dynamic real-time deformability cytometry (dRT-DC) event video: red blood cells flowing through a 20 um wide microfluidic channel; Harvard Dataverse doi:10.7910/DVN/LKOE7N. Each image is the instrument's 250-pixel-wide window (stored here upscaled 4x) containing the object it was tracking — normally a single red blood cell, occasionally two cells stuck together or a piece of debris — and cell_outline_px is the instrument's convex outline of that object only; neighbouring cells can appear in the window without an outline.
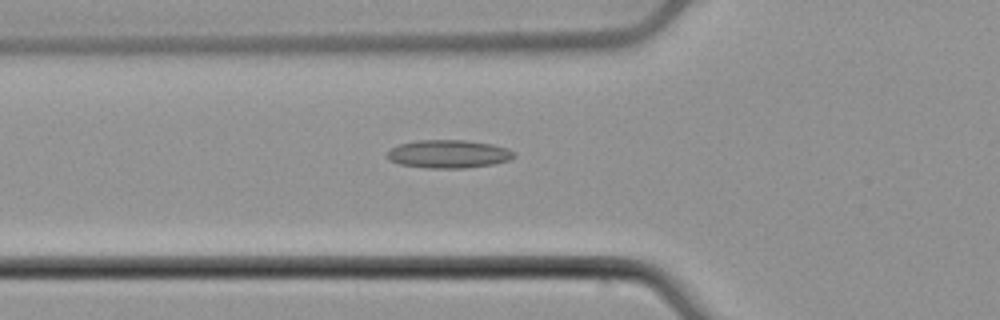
{"species": "common noctule bat (a hibernating species)", "species_latin": "Nyctalus noctula", "temperature_condition": "cold", "stored_images_in_passage": 38, "camera_frame_rate_fps": 3000, "um_per_image_px": 0.085, "animal": {"sex": "male", "body_mass_g": 21.5, "forearm_length_mm": 52.0}, "frame": {"image": 1, "passage_image": 4, "time_ms": 1.0, "image_size_px": [1000, 320], "cell_outline_px": [[516, 156], [508, 160], [492, 164], [464, 168], [428, 168], [400, 164], [388, 160], [388, 152], [392, 148], [400, 144], [416, 140], [464, 140], [492, 144], [508, 148], [516, 152]], "centroid_in_image_um": [38.15, 13.08], "position_along_channel_um": 87.7, "area_um2": 20.75}}
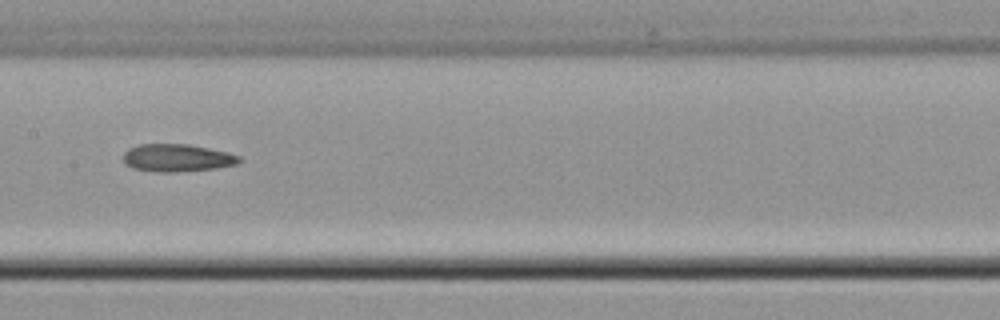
{"frame": {"image": 2, "passage_image": 12, "time_ms": 3.667, "image_size_px": [1000, 320], "cell_outline_px": [[240, 160], [236, 164], [216, 168], [176, 172], [156, 172], [132, 168], [124, 160], [124, 152], [128, 148], [140, 144], [188, 144], [228, 152], [240, 156]], "centroid_in_image_um": [15.05, 13.41], "position_along_channel_um": 192.4, "area_um2": 18.55}}
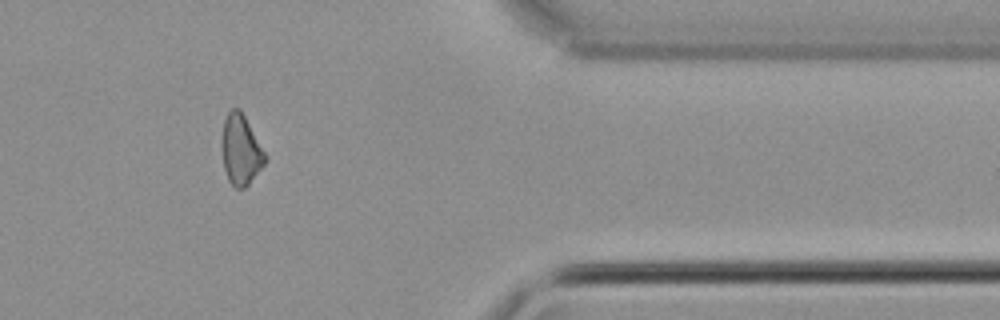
{"frame": {"image": 3, "passage_image": 29, "time_ms": 9.333, "image_size_px": [1000, 320], "cell_outline_px": [[268, 156], [264, 164], [248, 184], [244, 188], [236, 188], [228, 180], [224, 168], [220, 144], [224, 120], [228, 112], [232, 108], [240, 108]], "centroid_in_image_um": [20.45, 12.71], "position_along_channel_um": 390.9, "area_um2": 17.86}, "authors_computed_cell_mechanics": {"area_um2": 18.2359, "velocity_mm_per_s": 3.9033, "shape_relaxation_time_tau1_ms": null, "shape_relaxation_time_tau2_ms": 7.1547, "deformation_change_tau1": null, "deformation_change_tau2": 0.1929}}